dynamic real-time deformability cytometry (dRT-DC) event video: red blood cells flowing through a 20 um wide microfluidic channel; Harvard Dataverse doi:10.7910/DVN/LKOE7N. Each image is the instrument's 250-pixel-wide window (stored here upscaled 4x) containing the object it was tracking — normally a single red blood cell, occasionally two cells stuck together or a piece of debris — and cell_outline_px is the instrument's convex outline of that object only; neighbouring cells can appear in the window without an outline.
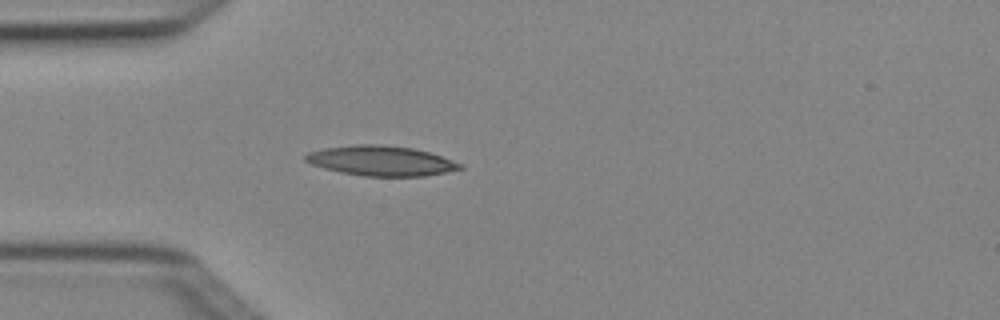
{"species": "Egyptian fruit bat (a non-hibernating species)", "species_latin": "Rousettus aegyptiacus", "temperature_condition": "cold", "stored_images_in_passage": 4, "camera_frame_rate_fps": 3000, "um_per_image_px": 0.085, "animal": {"sex": "female"}, "frame": {"image": 1, "passage_image": 4, "time_ms": 1.0, "image_size_px": [1000, 320], "cell_outline_px": [[464, 168], [424, 176], [364, 176], [340, 172], [324, 168], [312, 164], [304, 160], [304, 156], [308, 152], [324, 148], [356, 144], [380, 144], [412, 148], [428, 152], [464, 164]], "centroid_in_image_um": [32.37, 13.66], "position_along_channel_um": 52.6, "area_um2": 26.88}}